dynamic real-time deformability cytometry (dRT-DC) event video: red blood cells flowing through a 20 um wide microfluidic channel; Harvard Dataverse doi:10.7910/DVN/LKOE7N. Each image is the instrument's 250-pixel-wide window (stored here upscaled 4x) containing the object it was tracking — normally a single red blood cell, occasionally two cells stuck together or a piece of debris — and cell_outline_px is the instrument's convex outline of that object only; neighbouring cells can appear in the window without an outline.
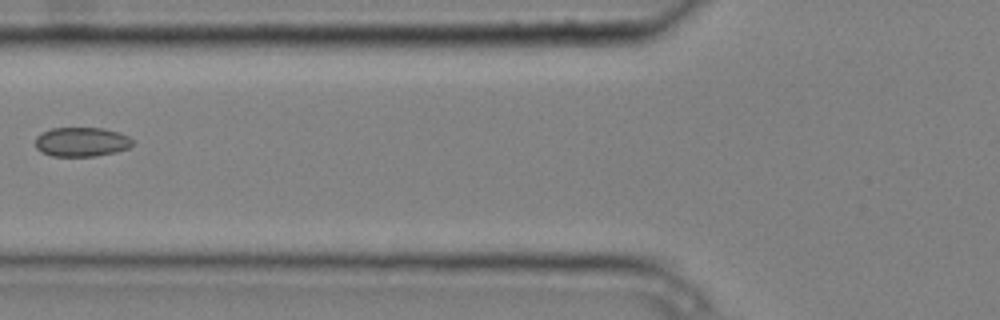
{"species": "common noctule bat (a hibernating species)", "species_latin": "Nyctalus noctula", "temperature_condition": "cold", "stored_images_in_passage": 5, "camera_frame_rate_fps": 3000, "um_per_image_px": 0.085, "animal": {"sex": "male", "body_mass_g": 20.4}, "frame": {"image": 1, "passage_image": 5, "time_ms": 1.333, "image_size_px": [1000, 320], "cell_outline_px": [[132, 144], [128, 148], [116, 152], [96, 156], [52, 156], [40, 152], [36, 148], [36, 136], [52, 128], [104, 128], [120, 132], [128, 136], [132, 140]], "centroid_in_image_um": [6.93, 12.06], "position_along_channel_um": 118.9, "area_um2": 16.65}}